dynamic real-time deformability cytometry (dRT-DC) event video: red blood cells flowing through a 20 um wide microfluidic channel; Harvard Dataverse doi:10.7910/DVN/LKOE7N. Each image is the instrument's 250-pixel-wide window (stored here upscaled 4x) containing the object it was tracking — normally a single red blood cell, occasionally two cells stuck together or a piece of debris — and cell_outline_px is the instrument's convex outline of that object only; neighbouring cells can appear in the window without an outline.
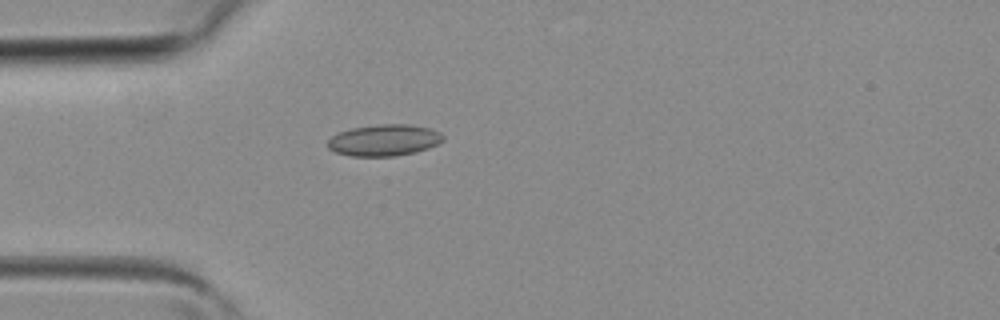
{"species": "common noctule bat (a hibernating species)", "species_latin": "Nyctalus noctula", "temperature_condition": "room temperature", "stored_images_in_passage": 4, "camera_frame_rate_fps": 3000, "um_per_image_px": 0.085, "animal": {"sex": "female", "body_mass_g": 19.3, "forearm_length_mm": 54.1}, "frame": {"image": 1, "passage_image": 4, "time_ms": 1.0, "image_size_px": [1000, 320], "cell_outline_px": [[444, 140], [428, 148], [416, 152], [396, 156], [352, 156], [336, 152], [328, 148], [328, 140], [332, 136], [340, 132], [352, 128], [380, 124], [412, 124], [428, 128], [440, 132], [444, 136]], "centroid_in_image_um": [32.67, 11.91], "position_along_channel_um": 52.3, "area_um2": 21.1}}